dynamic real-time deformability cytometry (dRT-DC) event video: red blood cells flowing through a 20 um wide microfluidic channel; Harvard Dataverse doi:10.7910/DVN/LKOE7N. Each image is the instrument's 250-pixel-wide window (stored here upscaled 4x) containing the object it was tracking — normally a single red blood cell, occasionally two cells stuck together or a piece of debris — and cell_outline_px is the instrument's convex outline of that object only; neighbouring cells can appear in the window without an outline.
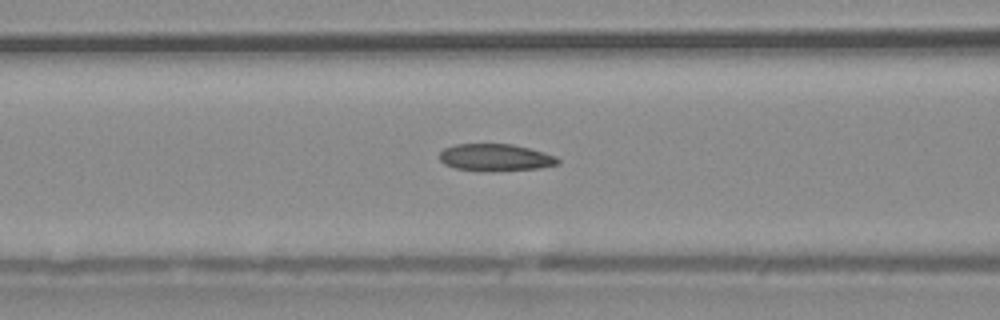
{"species": "common noctule bat (a hibernating species)", "species_latin": "Nyctalus noctula", "temperature_condition": "warm", "stored_images_in_passage": 54, "camera_frame_rate_fps": 3000, "um_per_image_px": 0.085, "animal": {"sex": "male", "body_mass_g": 20.4}, "frame": {"image": 1, "passage_image": 23, "time_ms": 7.333, "image_size_px": [1000, 320], "cell_outline_px": [[560, 164], [540, 168], [492, 172], [484, 172], [456, 168], [444, 164], [440, 160], [440, 152], [444, 148], [456, 144], [512, 144], [544, 152], [556, 156], [560, 160]], "centroid_in_image_um": [42.13, 13.4], "position_along_channel_um": 124.5, "area_um2": 18.96}}
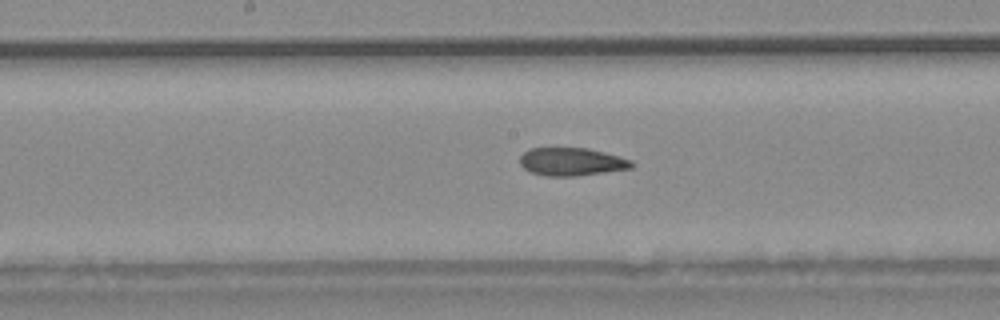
{"frame": {"image": 2, "passage_image": 29, "time_ms": 9.333, "image_size_px": [1000, 320], "cell_outline_px": [[636, 164], [632, 168], [576, 176], [544, 176], [532, 172], [524, 168], [520, 164], [520, 156], [528, 148], [588, 148], [620, 156], [632, 160]], "centroid_in_image_um": [48.6, 13.74], "position_along_channel_um": 199.6, "area_um2": 18.32}}
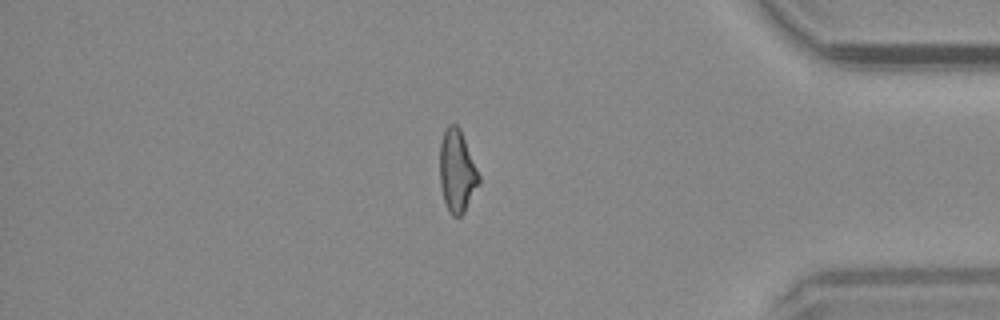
{"frame": {"image": 3, "passage_image": 47, "time_ms": 15.333, "image_size_px": [1000, 320], "cell_outline_px": [[480, 184], [464, 212], [460, 216], [452, 216], [448, 212], [444, 200], [440, 184], [440, 144], [444, 132], [448, 124], [456, 124], [460, 128], [480, 176]], "centroid_in_image_um": [38.85, 14.57], "position_along_channel_um": 396.3, "area_um2": 18.79}, "authors_computed_cell_mechanics": {"area_um2": 18.9584, "velocity_mm_per_s": 3.7596, "shape_relaxation_time_tau1_ms": null, "shape_relaxation_time_tau2_ms": 10.1784, "deformation_change_tau1": null, "deformation_change_tau2": 0.188}}